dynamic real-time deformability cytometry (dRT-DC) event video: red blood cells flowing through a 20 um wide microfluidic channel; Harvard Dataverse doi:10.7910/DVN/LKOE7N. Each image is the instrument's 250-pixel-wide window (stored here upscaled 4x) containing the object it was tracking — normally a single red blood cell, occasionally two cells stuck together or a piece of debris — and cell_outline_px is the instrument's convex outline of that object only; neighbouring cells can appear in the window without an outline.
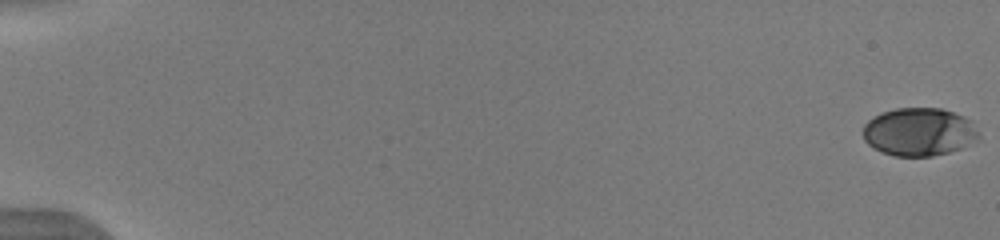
{"species": "human", "species_latin": "Homo sapiens", "temperature_condition": "warm", "stored_images_in_passage": 53, "camera_frame_rate_fps": 3000, "um_per_image_px": 0.085, "donor": {"sex": "male"}, "frame": {"image": 1, "passage_image": 1, "time_ms": 0.0, "image_size_px": [1000, 240], "cell_outline_px": [[980, 136], [976, 140], [960, 148], [948, 152], [932, 156], [892, 156], [880, 152], [872, 148], [864, 140], [864, 124], [868, 120], [884, 112], [896, 108], [940, 108], [964, 116], [972, 120], [980, 132]], "centroid_in_image_um": [78.13, 11.21], "position_along_channel_um": 6.9, "area_um2": 32.54}}
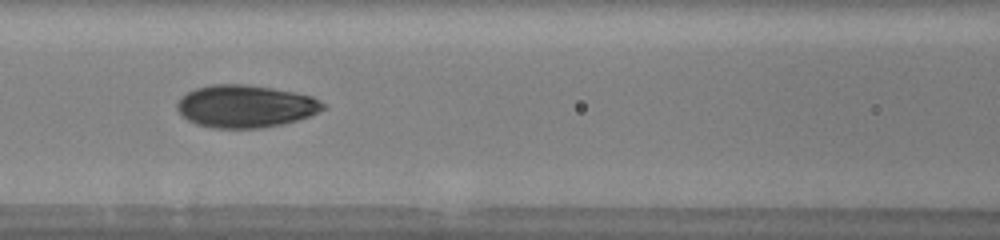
{"frame": {"image": 2, "passage_image": 26, "time_ms": 8.333, "image_size_px": [1000, 240], "cell_outline_px": [[328, 108], [308, 116], [284, 124], [260, 128], [212, 128], [196, 124], [188, 120], [176, 108], [176, 104], [180, 96], [196, 88], [212, 84], [244, 84], [272, 88], [296, 92], [312, 96], [328, 104]], "centroid_in_image_um": [20.89, 9.03], "position_along_channel_um": 145.7, "area_um2": 36.41}}
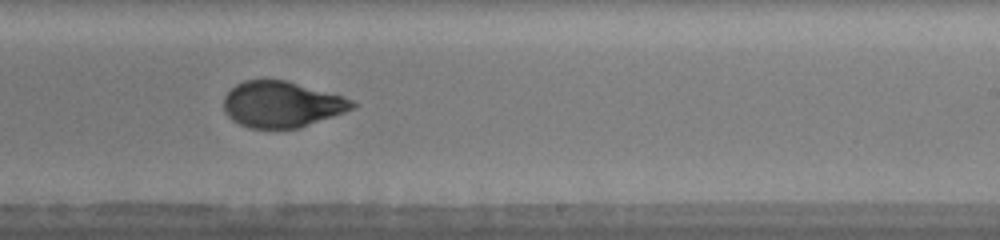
{"frame": {"image": 3, "passage_image": 35, "time_ms": 11.333, "image_size_px": [1000, 240], "cell_outline_px": [[356, 108], [300, 128], [248, 128], [232, 120], [228, 116], [224, 108], [224, 96], [236, 84], [244, 80], [288, 80], [344, 96], [352, 100], [356, 104]], "centroid_in_image_um": [23.97, 8.86], "position_along_channel_um": 265.0, "area_um2": 34.62}, "authors_computed_cell_mechanics": {"area_um2": 34.391, "velocity_mm_per_s": 3.9895, "shape_relaxation_time_tau1_ms": 5.7939, "shape_relaxation_time_tau2_ms": 0.9349, "deformation_change_tau1": 0.1846, "deformation_change_tau2": 0.0591}}